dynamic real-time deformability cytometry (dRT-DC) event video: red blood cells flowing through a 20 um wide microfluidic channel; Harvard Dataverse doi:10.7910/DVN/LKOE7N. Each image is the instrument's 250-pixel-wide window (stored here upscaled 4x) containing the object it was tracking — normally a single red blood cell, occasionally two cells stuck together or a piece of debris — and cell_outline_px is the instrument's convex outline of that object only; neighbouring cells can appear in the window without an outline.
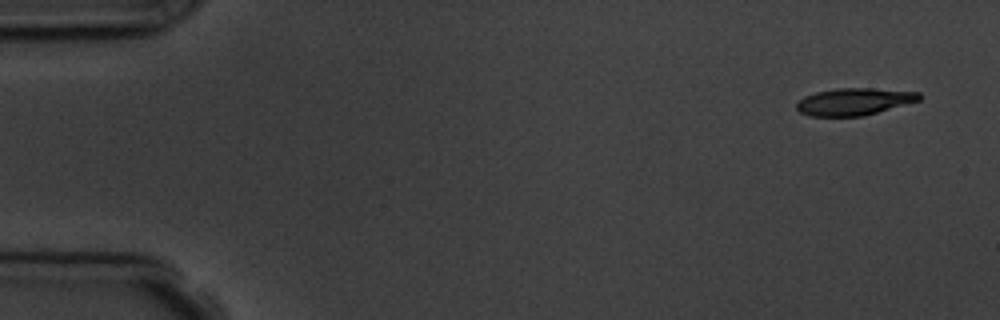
{"species": "common noctule bat (a hibernating species)", "species_latin": "Nyctalus noctula", "temperature_condition": "room temperature", "stored_images_in_passage": 4, "camera_frame_rate_fps": 3000, "um_per_image_px": 0.085, "animal": {"sex": "male", "body_mass_g": 19.5, "forearm_length_mm": 54.6}, "frame": {"image": 1, "passage_image": 1, "time_ms": 0.0, "image_size_px": [1000, 320], "cell_outline_px": [[924, 96], [920, 100], [864, 116], [808, 116], [800, 112], [796, 108], [796, 104], [804, 96], [816, 92], [836, 88], [872, 88], [920, 92]], "centroid_in_image_um": [72.62, 8.63], "position_along_channel_um": 12.4, "area_um2": 19.48}}